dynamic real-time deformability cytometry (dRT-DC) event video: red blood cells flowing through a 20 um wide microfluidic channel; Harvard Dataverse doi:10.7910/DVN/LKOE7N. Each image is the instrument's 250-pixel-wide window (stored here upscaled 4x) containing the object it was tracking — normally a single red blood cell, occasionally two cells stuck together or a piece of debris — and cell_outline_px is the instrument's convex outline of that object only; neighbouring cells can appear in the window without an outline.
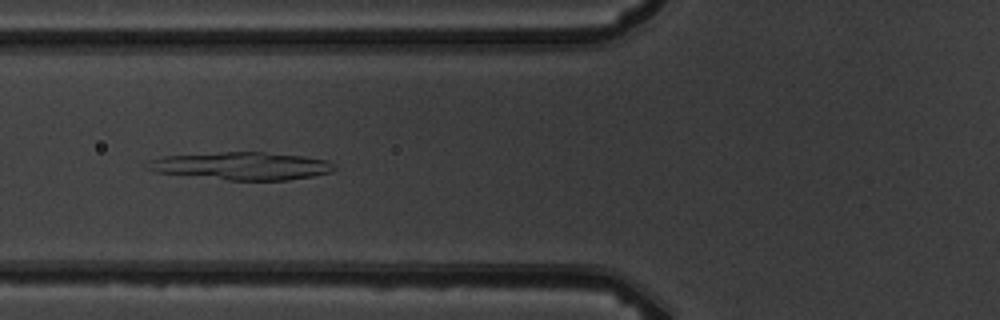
{"species": "common noctule bat (a hibernating species)", "species_latin": "Nyctalus noctula", "temperature_condition": "warm", "stored_images_in_passage": 9, "camera_frame_rate_fps": 3000, "um_per_image_px": 0.085, "animal": {"sex": "male", "body_mass_g": 19.5, "forearm_length_mm": 54.6}, "frame": {"image": 1, "passage_image": 6, "time_ms": 6.0, "image_size_px": [1000, 320], "cell_outline_px": [[336, 168], [332, 172], [312, 176], [288, 180], [228, 180], [156, 172], [144, 168], [144, 164], [148, 160], [164, 156], [224, 152], [264, 152], [304, 156], [328, 160]], "centroid_in_image_um": [20.52, 14.1], "position_along_channel_um": 105.3, "area_um2": 30.23}}
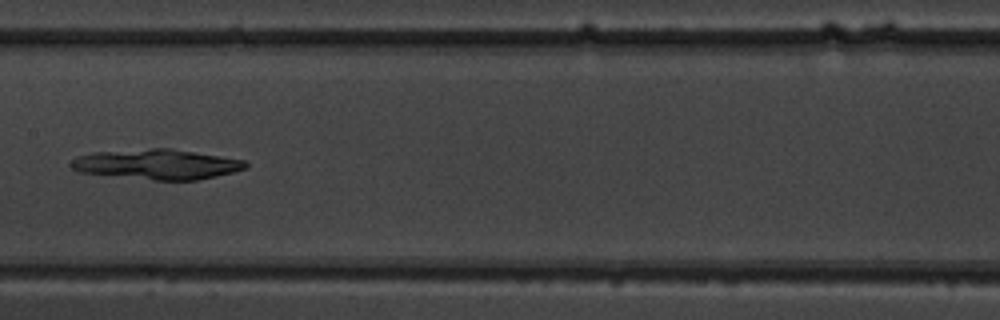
{"frame": {"image": 2, "passage_image": 8, "time_ms": 8.333, "image_size_px": [1000, 320], "cell_outline_px": [[248, 168], [200, 180], [156, 180], [80, 172], [72, 168], [68, 164], [76, 156], [92, 152], [152, 148], [172, 148], [244, 160], [248, 164]], "centroid_in_image_um": [13.34, 13.95], "position_along_channel_um": 194.1, "area_um2": 30.58}}
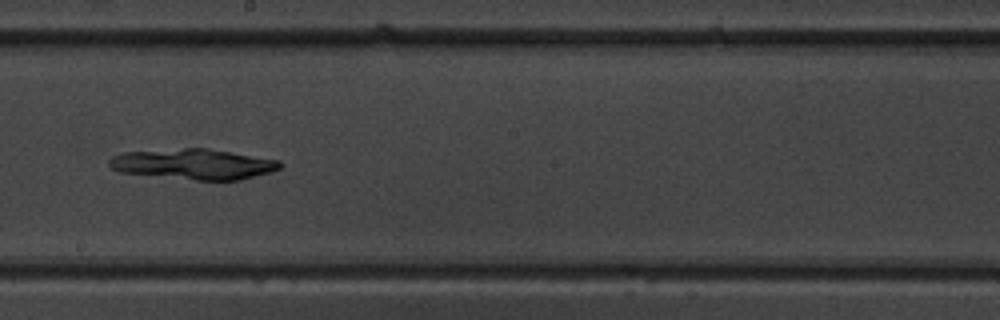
{"frame": {"image": 3, "passage_image": 9, "time_ms": 9.333, "image_size_px": [1000, 320], "cell_outline_px": [[284, 164], [280, 168], [272, 172], [240, 180], [196, 180], [120, 172], [112, 168], [108, 164], [108, 160], [112, 156], [124, 152], [184, 148], [208, 148], [280, 160]], "centroid_in_image_um": [16.49, 13.95], "position_along_channel_um": 231.7, "area_um2": 30.4}}